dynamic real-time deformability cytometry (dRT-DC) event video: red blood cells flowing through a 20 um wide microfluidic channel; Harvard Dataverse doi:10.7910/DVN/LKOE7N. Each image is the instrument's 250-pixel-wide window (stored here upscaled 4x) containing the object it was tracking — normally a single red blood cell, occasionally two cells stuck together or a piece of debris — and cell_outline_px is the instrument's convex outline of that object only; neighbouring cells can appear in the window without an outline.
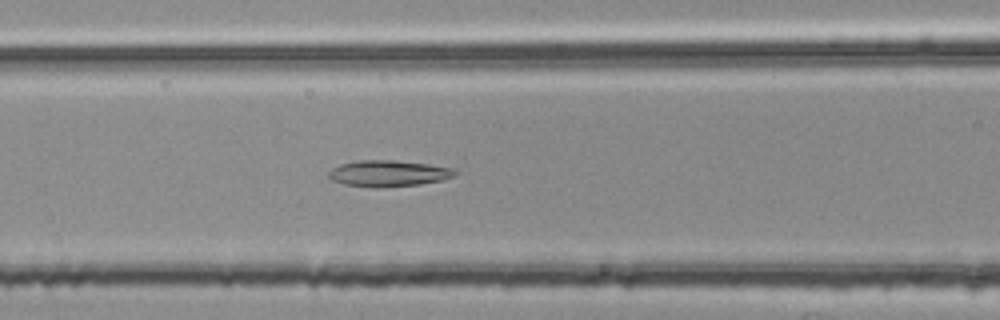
{"species": "common noctule bat (a hibernating species)", "species_latin": "Nyctalus noctula", "temperature_condition": "room temperature", "stored_images_in_passage": 50, "camera_frame_rate_fps": 3000, "um_per_image_px": 0.085, "animal": {"sex": "female", "body_mass_g": 25.1}, "frame": {"image": 1, "passage_image": 22, "time_ms": 7.0, "image_size_px": [1000, 320], "cell_outline_px": [[460, 172], [456, 176], [444, 180], [420, 184], [344, 184], [332, 180], [328, 176], [328, 172], [332, 168], [340, 164], [360, 160], [392, 160], [428, 164], [456, 168]], "centroid_in_image_um": [33.13, 14.68], "position_along_channel_um": 133.5, "area_um2": 18.44}}
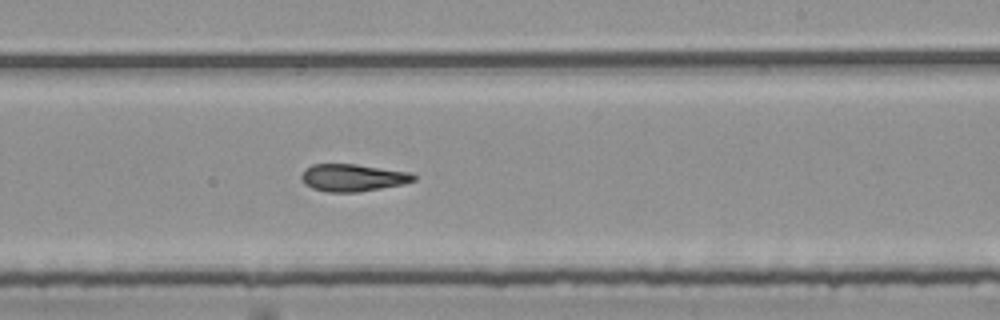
{"frame": {"image": 2, "passage_image": 32, "time_ms": 10.333, "image_size_px": [1000, 320], "cell_outline_px": [[416, 180], [404, 184], [360, 192], [328, 192], [312, 188], [304, 184], [300, 176], [304, 168], [312, 164], [356, 164], [412, 172], [416, 176]], "centroid_in_image_um": [29.99, 15.1], "position_along_channel_um": 259.0, "area_um2": 18.15}}
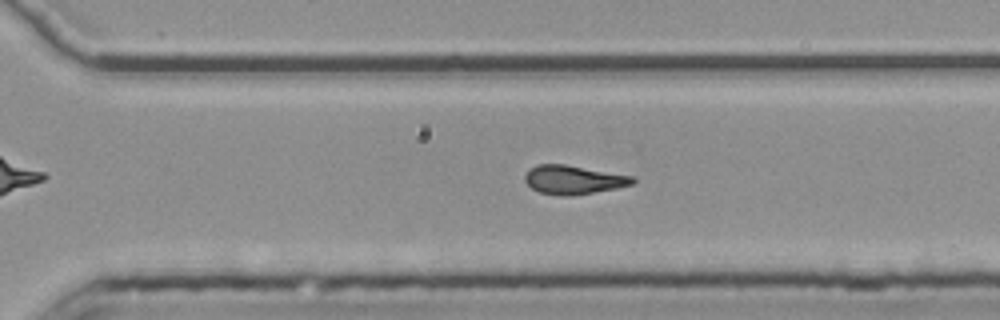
{"frame": {"image": 3, "passage_image": 37, "time_ms": 12.0, "image_size_px": [1000, 320], "cell_outline_px": [[636, 180], [632, 184], [616, 188], [568, 196], [556, 196], [540, 192], [532, 188], [524, 180], [524, 176], [528, 168], [536, 164], [564, 164], [632, 176]], "centroid_in_image_um": [48.68, 15.27], "position_along_channel_um": 321.9, "area_um2": 17.98}, "authors_computed_cell_mechanics": {"area_um2": 18.5827, "velocity_mm_per_s": 3.7715, "shape_relaxation_time_tau1_ms": null, "shape_relaxation_time_tau2_ms": 8.0799, "deformation_change_tau1": null, "deformation_change_tau2": 0.2119}}